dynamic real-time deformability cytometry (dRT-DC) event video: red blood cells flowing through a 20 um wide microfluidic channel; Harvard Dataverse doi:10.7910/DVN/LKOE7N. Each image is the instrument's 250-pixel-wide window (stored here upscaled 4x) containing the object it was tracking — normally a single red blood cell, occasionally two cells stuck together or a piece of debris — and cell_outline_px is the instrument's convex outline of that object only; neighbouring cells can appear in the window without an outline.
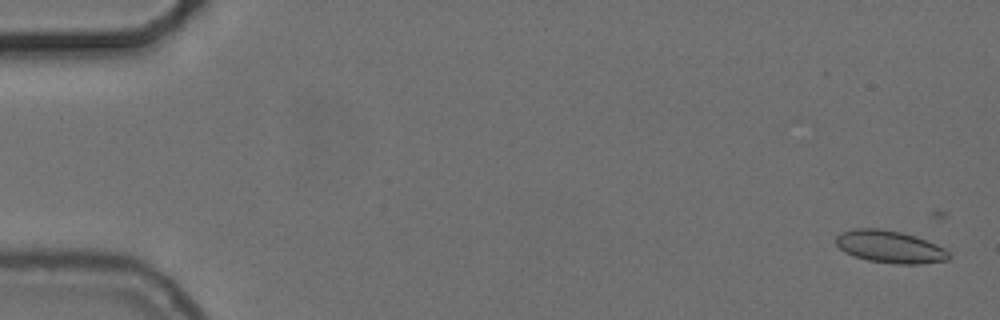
{"species": "common noctule bat (a hibernating species)", "species_latin": "Nyctalus noctula", "temperature_condition": "cold", "stored_images_in_passage": 13, "camera_frame_rate_fps": 3000, "um_per_image_px": 0.085, "animal": {"sex": "female", "body_mass_g": 24.6, "forearm_length_mm": 56.2}, "frame": {"image": 1, "passage_image": 3, "time_ms": 0.667, "image_size_px": [1000, 320], "cell_outline_px": [[952, 256], [948, 260], [920, 264], [896, 264], [868, 260], [844, 252], [836, 244], [836, 236], [840, 232], [852, 228], [880, 228], [900, 232], [916, 236], [936, 244], [944, 248]], "centroid_in_image_um": [75.64, 20.97], "position_along_channel_um": 9.4, "area_um2": 21.39}}